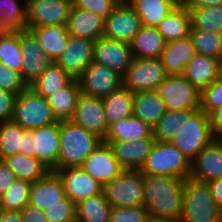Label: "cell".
Here are the masks:
<instances>
[{"instance_id": "30", "label": "cell", "mask_w": 222, "mask_h": 222, "mask_svg": "<svg viewBox=\"0 0 222 222\" xmlns=\"http://www.w3.org/2000/svg\"><path fill=\"white\" fill-rule=\"evenodd\" d=\"M152 135V128L134 116L121 119L109 126L103 142L136 141Z\"/></svg>"}, {"instance_id": "33", "label": "cell", "mask_w": 222, "mask_h": 222, "mask_svg": "<svg viewBox=\"0 0 222 222\" xmlns=\"http://www.w3.org/2000/svg\"><path fill=\"white\" fill-rule=\"evenodd\" d=\"M17 179L34 183L43 178L50 170L35 156L22 153L8 156L3 159Z\"/></svg>"}, {"instance_id": "15", "label": "cell", "mask_w": 222, "mask_h": 222, "mask_svg": "<svg viewBox=\"0 0 222 222\" xmlns=\"http://www.w3.org/2000/svg\"><path fill=\"white\" fill-rule=\"evenodd\" d=\"M133 60L131 45L127 42L99 37L94 42L93 62L102 64L121 76Z\"/></svg>"}, {"instance_id": "29", "label": "cell", "mask_w": 222, "mask_h": 222, "mask_svg": "<svg viewBox=\"0 0 222 222\" xmlns=\"http://www.w3.org/2000/svg\"><path fill=\"white\" fill-rule=\"evenodd\" d=\"M166 111L163 98L153 90L133 93V116L147 123L151 128Z\"/></svg>"}, {"instance_id": "28", "label": "cell", "mask_w": 222, "mask_h": 222, "mask_svg": "<svg viewBox=\"0 0 222 222\" xmlns=\"http://www.w3.org/2000/svg\"><path fill=\"white\" fill-rule=\"evenodd\" d=\"M166 43L156 27L141 26L130 43L133 58H160Z\"/></svg>"}, {"instance_id": "8", "label": "cell", "mask_w": 222, "mask_h": 222, "mask_svg": "<svg viewBox=\"0 0 222 222\" xmlns=\"http://www.w3.org/2000/svg\"><path fill=\"white\" fill-rule=\"evenodd\" d=\"M163 98L166 110H198L201 92L184 75H171L153 90Z\"/></svg>"}, {"instance_id": "11", "label": "cell", "mask_w": 222, "mask_h": 222, "mask_svg": "<svg viewBox=\"0 0 222 222\" xmlns=\"http://www.w3.org/2000/svg\"><path fill=\"white\" fill-rule=\"evenodd\" d=\"M77 79L82 94L102 99L122 86L120 74L95 62H92Z\"/></svg>"}, {"instance_id": "19", "label": "cell", "mask_w": 222, "mask_h": 222, "mask_svg": "<svg viewBox=\"0 0 222 222\" xmlns=\"http://www.w3.org/2000/svg\"><path fill=\"white\" fill-rule=\"evenodd\" d=\"M93 40L70 36L67 46L56 61L73 79H77L93 62Z\"/></svg>"}, {"instance_id": "25", "label": "cell", "mask_w": 222, "mask_h": 222, "mask_svg": "<svg viewBox=\"0 0 222 222\" xmlns=\"http://www.w3.org/2000/svg\"><path fill=\"white\" fill-rule=\"evenodd\" d=\"M219 74V59L196 53L193 59L187 64L183 75L201 92L218 79Z\"/></svg>"}, {"instance_id": "53", "label": "cell", "mask_w": 222, "mask_h": 222, "mask_svg": "<svg viewBox=\"0 0 222 222\" xmlns=\"http://www.w3.org/2000/svg\"><path fill=\"white\" fill-rule=\"evenodd\" d=\"M213 199L222 210V177L208 182Z\"/></svg>"}, {"instance_id": "1", "label": "cell", "mask_w": 222, "mask_h": 222, "mask_svg": "<svg viewBox=\"0 0 222 222\" xmlns=\"http://www.w3.org/2000/svg\"><path fill=\"white\" fill-rule=\"evenodd\" d=\"M185 179L143 174L144 204L150 219L179 222L182 216Z\"/></svg>"}, {"instance_id": "52", "label": "cell", "mask_w": 222, "mask_h": 222, "mask_svg": "<svg viewBox=\"0 0 222 222\" xmlns=\"http://www.w3.org/2000/svg\"><path fill=\"white\" fill-rule=\"evenodd\" d=\"M208 116L214 138H220L222 136V107L213 110Z\"/></svg>"}, {"instance_id": "34", "label": "cell", "mask_w": 222, "mask_h": 222, "mask_svg": "<svg viewBox=\"0 0 222 222\" xmlns=\"http://www.w3.org/2000/svg\"><path fill=\"white\" fill-rule=\"evenodd\" d=\"M107 126L133 116V93L121 86L103 98Z\"/></svg>"}, {"instance_id": "55", "label": "cell", "mask_w": 222, "mask_h": 222, "mask_svg": "<svg viewBox=\"0 0 222 222\" xmlns=\"http://www.w3.org/2000/svg\"><path fill=\"white\" fill-rule=\"evenodd\" d=\"M32 138H34L33 130H25L23 135L22 154L32 156Z\"/></svg>"}, {"instance_id": "5", "label": "cell", "mask_w": 222, "mask_h": 222, "mask_svg": "<svg viewBox=\"0 0 222 222\" xmlns=\"http://www.w3.org/2000/svg\"><path fill=\"white\" fill-rule=\"evenodd\" d=\"M139 171L142 174L186 179L190 176L191 161L172 142L155 141Z\"/></svg>"}, {"instance_id": "54", "label": "cell", "mask_w": 222, "mask_h": 222, "mask_svg": "<svg viewBox=\"0 0 222 222\" xmlns=\"http://www.w3.org/2000/svg\"><path fill=\"white\" fill-rule=\"evenodd\" d=\"M180 4L187 9L222 5V0H180Z\"/></svg>"}, {"instance_id": "40", "label": "cell", "mask_w": 222, "mask_h": 222, "mask_svg": "<svg viewBox=\"0 0 222 222\" xmlns=\"http://www.w3.org/2000/svg\"><path fill=\"white\" fill-rule=\"evenodd\" d=\"M191 27L211 32H222V5L188 9Z\"/></svg>"}, {"instance_id": "50", "label": "cell", "mask_w": 222, "mask_h": 222, "mask_svg": "<svg viewBox=\"0 0 222 222\" xmlns=\"http://www.w3.org/2000/svg\"><path fill=\"white\" fill-rule=\"evenodd\" d=\"M20 214L24 222H48L44 211L30 204L25 205Z\"/></svg>"}, {"instance_id": "39", "label": "cell", "mask_w": 222, "mask_h": 222, "mask_svg": "<svg viewBox=\"0 0 222 222\" xmlns=\"http://www.w3.org/2000/svg\"><path fill=\"white\" fill-rule=\"evenodd\" d=\"M25 130L12 120L0 122V160L22 153Z\"/></svg>"}, {"instance_id": "32", "label": "cell", "mask_w": 222, "mask_h": 222, "mask_svg": "<svg viewBox=\"0 0 222 222\" xmlns=\"http://www.w3.org/2000/svg\"><path fill=\"white\" fill-rule=\"evenodd\" d=\"M191 17L189 10L179 4L157 26L166 42L186 37L190 33Z\"/></svg>"}, {"instance_id": "12", "label": "cell", "mask_w": 222, "mask_h": 222, "mask_svg": "<svg viewBox=\"0 0 222 222\" xmlns=\"http://www.w3.org/2000/svg\"><path fill=\"white\" fill-rule=\"evenodd\" d=\"M141 26L140 18L125 1L117 4L104 20L103 36L130 44Z\"/></svg>"}, {"instance_id": "14", "label": "cell", "mask_w": 222, "mask_h": 222, "mask_svg": "<svg viewBox=\"0 0 222 222\" xmlns=\"http://www.w3.org/2000/svg\"><path fill=\"white\" fill-rule=\"evenodd\" d=\"M20 47L23 56L22 78L27 86H30L53 61L45 54L38 39L30 30L20 32Z\"/></svg>"}, {"instance_id": "38", "label": "cell", "mask_w": 222, "mask_h": 222, "mask_svg": "<svg viewBox=\"0 0 222 222\" xmlns=\"http://www.w3.org/2000/svg\"><path fill=\"white\" fill-rule=\"evenodd\" d=\"M0 62L22 75L23 56L20 47V32L0 33Z\"/></svg>"}, {"instance_id": "48", "label": "cell", "mask_w": 222, "mask_h": 222, "mask_svg": "<svg viewBox=\"0 0 222 222\" xmlns=\"http://www.w3.org/2000/svg\"><path fill=\"white\" fill-rule=\"evenodd\" d=\"M117 4L113 0H73V6L94 12L104 20Z\"/></svg>"}, {"instance_id": "22", "label": "cell", "mask_w": 222, "mask_h": 222, "mask_svg": "<svg viewBox=\"0 0 222 222\" xmlns=\"http://www.w3.org/2000/svg\"><path fill=\"white\" fill-rule=\"evenodd\" d=\"M196 51L190 36L166 43L160 57L166 74L183 75L187 64L193 59Z\"/></svg>"}, {"instance_id": "59", "label": "cell", "mask_w": 222, "mask_h": 222, "mask_svg": "<svg viewBox=\"0 0 222 222\" xmlns=\"http://www.w3.org/2000/svg\"><path fill=\"white\" fill-rule=\"evenodd\" d=\"M147 222H167L164 220L149 219Z\"/></svg>"}, {"instance_id": "37", "label": "cell", "mask_w": 222, "mask_h": 222, "mask_svg": "<svg viewBox=\"0 0 222 222\" xmlns=\"http://www.w3.org/2000/svg\"><path fill=\"white\" fill-rule=\"evenodd\" d=\"M27 0H2V30L21 32L27 30Z\"/></svg>"}, {"instance_id": "13", "label": "cell", "mask_w": 222, "mask_h": 222, "mask_svg": "<svg viewBox=\"0 0 222 222\" xmlns=\"http://www.w3.org/2000/svg\"><path fill=\"white\" fill-rule=\"evenodd\" d=\"M74 124L92 132L103 140L108 132L103 99L80 94L72 118Z\"/></svg>"}, {"instance_id": "9", "label": "cell", "mask_w": 222, "mask_h": 222, "mask_svg": "<svg viewBox=\"0 0 222 222\" xmlns=\"http://www.w3.org/2000/svg\"><path fill=\"white\" fill-rule=\"evenodd\" d=\"M167 76L160 58H133L122 76V86L132 93L152 91Z\"/></svg>"}, {"instance_id": "31", "label": "cell", "mask_w": 222, "mask_h": 222, "mask_svg": "<svg viewBox=\"0 0 222 222\" xmlns=\"http://www.w3.org/2000/svg\"><path fill=\"white\" fill-rule=\"evenodd\" d=\"M80 94L78 79H73L66 87L46 98L56 120L72 118Z\"/></svg>"}, {"instance_id": "23", "label": "cell", "mask_w": 222, "mask_h": 222, "mask_svg": "<svg viewBox=\"0 0 222 222\" xmlns=\"http://www.w3.org/2000/svg\"><path fill=\"white\" fill-rule=\"evenodd\" d=\"M65 197V190L60 177L56 172L49 171L43 178L32 183L29 204L44 210L59 203Z\"/></svg>"}, {"instance_id": "10", "label": "cell", "mask_w": 222, "mask_h": 222, "mask_svg": "<svg viewBox=\"0 0 222 222\" xmlns=\"http://www.w3.org/2000/svg\"><path fill=\"white\" fill-rule=\"evenodd\" d=\"M73 0H27V30L47 25L67 26Z\"/></svg>"}, {"instance_id": "3", "label": "cell", "mask_w": 222, "mask_h": 222, "mask_svg": "<svg viewBox=\"0 0 222 222\" xmlns=\"http://www.w3.org/2000/svg\"><path fill=\"white\" fill-rule=\"evenodd\" d=\"M179 222H222L208 183L188 177L183 185L182 216Z\"/></svg>"}, {"instance_id": "61", "label": "cell", "mask_w": 222, "mask_h": 222, "mask_svg": "<svg viewBox=\"0 0 222 222\" xmlns=\"http://www.w3.org/2000/svg\"><path fill=\"white\" fill-rule=\"evenodd\" d=\"M116 4H119V3H123L125 2L126 0H113Z\"/></svg>"}, {"instance_id": "46", "label": "cell", "mask_w": 222, "mask_h": 222, "mask_svg": "<svg viewBox=\"0 0 222 222\" xmlns=\"http://www.w3.org/2000/svg\"><path fill=\"white\" fill-rule=\"evenodd\" d=\"M150 215L144 206L111 208L109 222H147Z\"/></svg>"}, {"instance_id": "24", "label": "cell", "mask_w": 222, "mask_h": 222, "mask_svg": "<svg viewBox=\"0 0 222 222\" xmlns=\"http://www.w3.org/2000/svg\"><path fill=\"white\" fill-rule=\"evenodd\" d=\"M67 30L72 37L96 41L104 33V19L88 10L72 6Z\"/></svg>"}, {"instance_id": "18", "label": "cell", "mask_w": 222, "mask_h": 222, "mask_svg": "<svg viewBox=\"0 0 222 222\" xmlns=\"http://www.w3.org/2000/svg\"><path fill=\"white\" fill-rule=\"evenodd\" d=\"M80 167L102 185L112 181L124 170L105 142L89 154Z\"/></svg>"}, {"instance_id": "43", "label": "cell", "mask_w": 222, "mask_h": 222, "mask_svg": "<svg viewBox=\"0 0 222 222\" xmlns=\"http://www.w3.org/2000/svg\"><path fill=\"white\" fill-rule=\"evenodd\" d=\"M189 36L197 54L222 59L219 50V33L190 27Z\"/></svg>"}, {"instance_id": "36", "label": "cell", "mask_w": 222, "mask_h": 222, "mask_svg": "<svg viewBox=\"0 0 222 222\" xmlns=\"http://www.w3.org/2000/svg\"><path fill=\"white\" fill-rule=\"evenodd\" d=\"M111 206L103 192L76 203V222H109Z\"/></svg>"}, {"instance_id": "7", "label": "cell", "mask_w": 222, "mask_h": 222, "mask_svg": "<svg viewBox=\"0 0 222 222\" xmlns=\"http://www.w3.org/2000/svg\"><path fill=\"white\" fill-rule=\"evenodd\" d=\"M102 192L112 208L143 206V174L139 170H123L103 185Z\"/></svg>"}, {"instance_id": "51", "label": "cell", "mask_w": 222, "mask_h": 222, "mask_svg": "<svg viewBox=\"0 0 222 222\" xmlns=\"http://www.w3.org/2000/svg\"><path fill=\"white\" fill-rule=\"evenodd\" d=\"M16 180V176L3 160H0V196Z\"/></svg>"}, {"instance_id": "17", "label": "cell", "mask_w": 222, "mask_h": 222, "mask_svg": "<svg viewBox=\"0 0 222 222\" xmlns=\"http://www.w3.org/2000/svg\"><path fill=\"white\" fill-rule=\"evenodd\" d=\"M55 172L62 181L66 196L75 204L102 193L103 185L87 174L80 166L60 168Z\"/></svg>"}, {"instance_id": "20", "label": "cell", "mask_w": 222, "mask_h": 222, "mask_svg": "<svg viewBox=\"0 0 222 222\" xmlns=\"http://www.w3.org/2000/svg\"><path fill=\"white\" fill-rule=\"evenodd\" d=\"M189 177L206 183L222 177V141L219 138L212 140L191 161Z\"/></svg>"}, {"instance_id": "42", "label": "cell", "mask_w": 222, "mask_h": 222, "mask_svg": "<svg viewBox=\"0 0 222 222\" xmlns=\"http://www.w3.org/2000/svg\"><path fill=\"white\" fill-rule=\"evenodd\" d=\"M186 111L167 110L152 128L155 141L172 142L182 124V116Z\"/></svg>"}, {"instance_id": "45", "label": "cell", "mask_w": 222, "mask_h": 222, "mask_svg": "<svg viewBox=\"0 0 222 222\" xmlns=\"http://www.w3.org/2000/svg\"><path fill=\"white\" fill-rule=\"evenodd\" d=\"M222 107V79L219 77L210 86L204 88L200 95V110L209 115Z\"/></svg>"}, {"instance_id": "41", "label": "cell", "mask_w": 222, "mask_h": 222, "mask_svg": "<svg viewBox=\"0 0 222 222\" xmlns=\"http://www.w3.org/2000/svg\"><path fill=\"white\" fill-rule=\"evenodd\" d=\"M32 183L17 179L12 182L7 191L0 196L3 211H20L29 204V193Z\"/></svg>"}, {"instance_id": "27", "label": "cell", "mask_w": 222, "mask_h": 222, "mask_svg": "<svg viewBox=\"0 0 222 222\" xmlns=\"http://www.w3.org/2000/svg\"><path fill=\"white\" fill-rule=\"evenodd\" d=\"M134 9L142 26L156 27L174 8L180 0H127Z\"/></svg>"}, {"instance_id": "62", "label": "cell", "mask_w": 222, "mask_h": 222, "mask_svg": "<svg viewBox=\"0 0 222 222\" xmlns=\"http://www.w3.org/2000/svg\"><path fill=\"white\" fill-rule=\"evenodd\" d=\"M2 212H3V208H2V205H1V202H0V218H1Z\"/></svg>"}, {"instance_id": "2", "label": "cell", "mask_w": 222, "mask_h": 222, "mask_svg": "<svg viewBox=\"0 0 222 222\" xmlns=\"http://www.w3.org/2000/svg\"><path fill=\"white\" fill-rule=\"evenodd\" d=\"M102 142L101 137L86 131L71 120L60 121V152L57 169L80 166Z\"/></svg>"}, {"instance_id": "49", "label": "cell", "mask_w": 222, "mask_h": 222, "mask_svg": "<svg viewBox=\"0 0 222 222\" xmlns=\"http://www.w3.org/2000/svg\"><path fill=\"white\" fill-rule=\"evenodd\" d=\"M17 94L0 88V122L10 121L13 116Z\"/></svg>"}, {"instance_id": "58", "label": "cell", "mask_w": 222, "mask_h": 222, "mask_svg": "<svg viewBox=\"0 0 222 222\" xmlns=\"http://www.w3.org/2000/svg\"><path fill=\"white\" fill-rule=\"evenodd\" d=\"M219 50H220V55L222 56V32L219 33Z\"/></svg>"}, {"instance_id": "4", "label": "cell", "mask_w": 222, "mask_h": 222, "mask_svg": "<svg viewBox=\"0 0 222 222\" xmlns=\"http://www.w3.org/2000/svg\"><path fill=\"white\" fill-rule=\"evenodd\" d=\"M214 139L209 116L200 109L187 110L172 143L192 161Z\"/></svg>"}, {"instance_id": "6", "label": "cell", "mask_w": 222, "mask_h": 222, "mask_svg": "<svg viewBox=\"0 0 222 222\" xmlns=\"http://www.w3.org/2000/svg\"><path fill=\"white\" fill-rule=\"evenodd\" d=\"M11 120L26 130H34L57 121L46 98L29 86L17 95Z\"/></svg>"}, {"instance_id": "26", "label": "cell", "mask_w": 222, "mask_h": 222, "mask_svg": "<svg viewBox=\"0 0 222 222\" xmlns=\"http://www.w3.org/2000/svg\"><path fill=\"white\" fill-rule=\"evenodd\" d=\"M30 31L53 62H56L63 54L70 38L67 26L62 25L32 27Z\"/></svg>"}, {"instance_id": "60", "label": "cell", "mask_w": 222, "mask_h": 222, "mask_svg": "<svg viewBox=\"0 0 222 222\" xmlns=\"http://www.w3.org/2000/svg\"><path fill=\"white\" fill-rule=\"evenodd\" d=\"M219 77L222 79V59L220 60V74Z\"/></svg>"}, {"instance_id": "35", "label": "cell", "mask_w": 222, "mask_h": 222, "mask_svg": "<svg viewBox=\"0 0 222 222\" xmlns=\"http://www.w3.org/2000/svg\"><path fill=\"white\" fill-rule=\"evenodd\" d=\"M73 78L56 62H53L29 87L47 98L66 87Z\"/></svg>"}, {"instance_id": "16", "label": "cell", "mask_w": 222, "mask_h": 222, "mask_svg": "<svg viewBox=\"0 0 222 222\" xmlns=\"http://www.w3.org/2000/svg\"><path fill=\"white\" fill-rule=\"evenodd\" d=\"M32 156H35L50 171L57 170L60 152V121L33 130Z\"/></svg>"}, {"instance_id": "57", "label": "cell", "mask_w": 222, "mask_h": 222, "mask_svg": "<svg viewBox=\"0 0 222 222\" xmlns=\"http://www.w3.org/2000/svg\"><path fill=\"white\" fill-rule=\"evenodd\" d=\"M1 6H2V0H0V33L4 32V31L2 30L3 11H2Z\"/></svg>"}, {"instance_id": "44", "label": "cell", "mask_w": 222, "mask_h": 222, "mask_svg": "<svg viewBox=\"0 0 222 222\" xmlns=\"http://www.w3.org/2000/svg\"><path fill=\"white\" fill-rule=\"evenodd\" d=\"M43 211L48 222H76V204L67 196Z\"/></svg>"}, {"instance_id": "56", "label": "cell", "mask_w": 222, "mask_h": 222, "mask_svg": "<svg viewBox=\"0 0 222 222\" xmlns=\"http://www.w3.org/2000/svg\"><path fill=\"white\" fill-rule=\"evenodd\" d=\"M0 222H24L20 211H3Z\"/></svg>"}, {"instance_id": "47", "label": "cell", "mask_w": 222, "mask_h": 222, "mask_svg": "<svg viewBox=\"0 0 222 222\" xmlns=\"http://www.w3.org/2000/svg\"><path fill=\"white\" fill-rule=\"evenodd\" d=\"M20 72L9 68L0 62V88L13 93L19 94L27 88Z\"/></svg>"}, {"instance_id": "21", "label": "cell", "mask_w": 222, "mask_h": 222, "mask_svg": "<svg viewBox=\"0 0 222 222\" xmlns=\"http://www.w3.org/2000/svg\"><path fill=\"white\" fill-rule=\"evenodd\" d=\"M124 170H140L155 143L153 135L136 141L105 142Z\"/></svg>"}]
</instances>
